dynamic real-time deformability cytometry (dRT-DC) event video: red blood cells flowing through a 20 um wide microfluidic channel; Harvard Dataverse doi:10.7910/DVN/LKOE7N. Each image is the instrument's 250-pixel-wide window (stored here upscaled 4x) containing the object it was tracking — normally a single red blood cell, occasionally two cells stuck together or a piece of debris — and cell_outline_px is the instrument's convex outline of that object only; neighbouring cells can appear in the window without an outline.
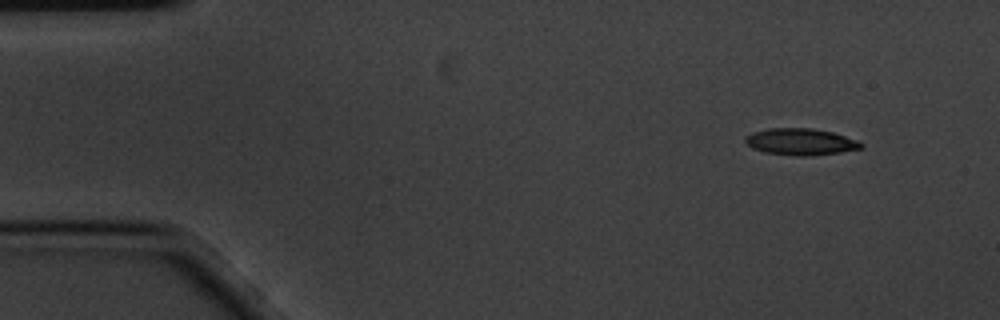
{"species": "common noctule bat (a hibernating species)", "species_latin": "Nyctalus noctula", "temperature_condition": "cold", "stored_images_in_passage": 6, "segment_of_instrument_passage": [2, 2], "camera_frame_rate_fps": 3000, "um_per_image_px": 0.085, "animal": {"sex": "male", "body_mass_g": 20.1, "forearm_length_mm": 53.5}, "frame": {"image": 1, "passage_image": 6, "time_ms": 1.667, "image_size_px": [1000, 320], "cell_outline_px": [[864, 148], [840, 152], [808, 156], [796, 156], [764, 152], [752, 148], [744, 140], [744, 136], [752, 132], [768, 128], [812, 128], [832, 132], [856, 140], [864, 144]], "centroid_in_image_um": [68.03, 12.05], "position_along_channel_um": 17.0, "area_um2": 18.03}}